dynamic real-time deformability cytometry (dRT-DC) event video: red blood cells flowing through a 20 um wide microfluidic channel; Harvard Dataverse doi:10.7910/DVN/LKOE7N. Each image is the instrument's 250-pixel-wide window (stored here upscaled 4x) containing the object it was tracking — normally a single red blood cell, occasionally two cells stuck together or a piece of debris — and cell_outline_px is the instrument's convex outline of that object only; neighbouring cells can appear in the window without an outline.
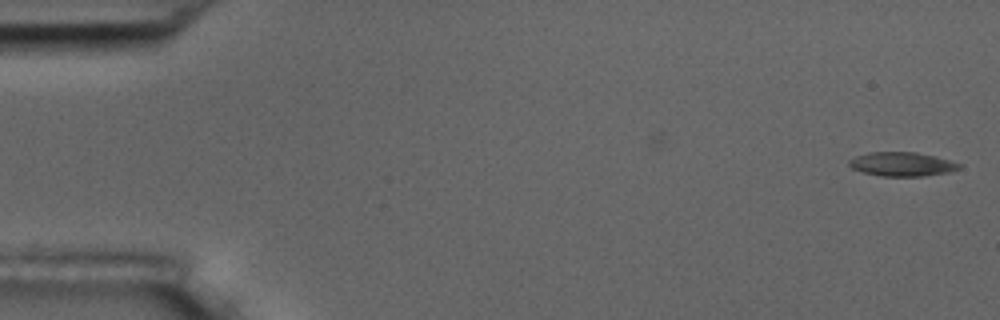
{"species": "common noctule bat (a hibernating species)", "species_latin": "Nyctalus noctula", "temperature_condition": "room temperature", "stored_images_in_passage": 55, "camera_frame_rate_fps": 3000, "um_per_image_px": 0.085, "animal": {"sex": "male", "body_mass_g": 17.5, "forearm_length_mm": 52.3}, "frame": {"image": 1, "passage_image": 1, "time_ms": 0.0, "image_size_px": [1000, 320], "cell_outline_px": [[960, 168], [948, 172], [924, 176], [880, 176], [864, 172], [852, 168], [848, 164], [848, 160], [856, 156], [868, 152], [916, 152], [936, 156], [960, 164]], "centroid_in_image_um": [76.64, 13.95], "position_along_channel_um": 8.4, "area_um2": 15.32}}
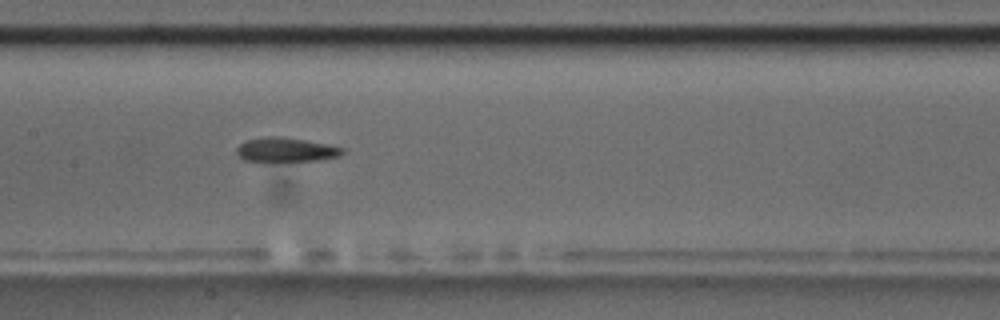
{"frame": {"image": 2, "passage_image": 27, "time_ms": 8.667, "image_size_px": [1000, 320], "cell_outline_px": [[344, 152], [340, 156], [320, 160], [244, 160], [236, 152], [236, 148], [240, 144], [248, 140], [264, 136], [280, 136], [304, 140], [344, 148]], "centroid_in_image_um": [24.31, 12.71], "position_along_channel_um": 183.1, "area_um2": 14.51}}
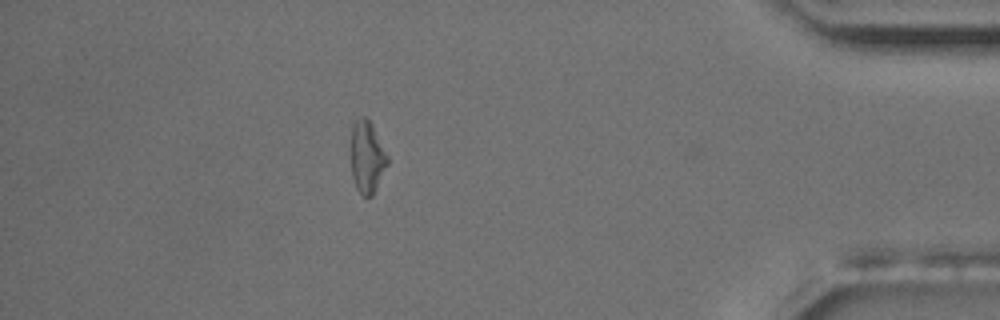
{"frame": {"image": 3, "passage_image": 49, "time_ms": 16.0, "image_size_px": [1000, 320], "cell_outline_px": [[388, 164], [372, 196], [364, 196], [356, 188], [352, 176], [348, 152], [352, 124], [360, 116], [364, 116], [372, 124], [388, 156]], "centroid_in_image_um": [31.14, 13.31], "position_along_channel_um": 404.1, "area_um2": 15.84}, "authors_computed_cell_mechanics": {"area_um2": 15.4904, "velocity_mm_per_s": 3.6226, "shape_relaxation_time_tau1_ms": 5.824, "shape_relaxation_time_tau2_ms": 7.7741, "deformation_change_tau1": 0.1859, "deformation_change_tau2": 0.1963}}